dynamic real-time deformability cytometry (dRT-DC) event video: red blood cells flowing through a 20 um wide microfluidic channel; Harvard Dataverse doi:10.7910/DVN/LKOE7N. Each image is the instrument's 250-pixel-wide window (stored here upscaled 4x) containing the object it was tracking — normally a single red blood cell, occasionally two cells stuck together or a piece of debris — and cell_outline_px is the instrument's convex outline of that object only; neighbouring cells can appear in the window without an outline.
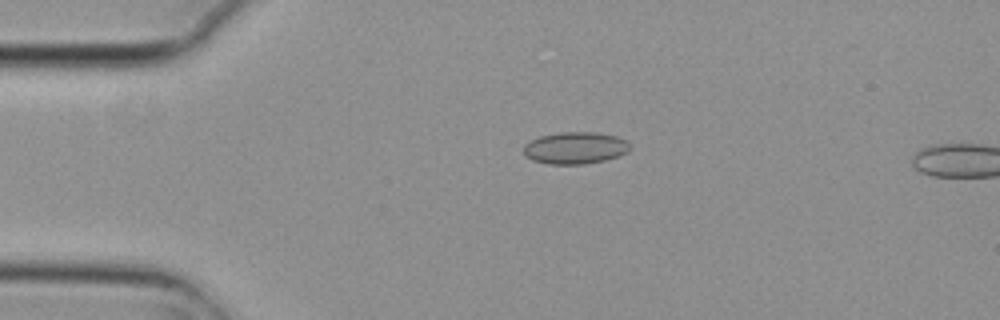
{"species": "common noctule bat (a hibernating species)", "species_latin": "Nyctalus noctula", "temperature_condition": "cold", "stored_images_in_passage": 4, "camera_frame_rate_fps": 3000, "um_per_image_px": 0.085, "animal": {"sex": "female", "body_mass_g": 29.2, "forearm_length_mm": 56.3}, "frame": {"image": 1, "passage_image": 2, "time_ms": 0.333, "image_size_px": [1000, 320], "cell_outline_px": [[628, 152], [604, 160], [584, 164], [548, 164], [532, 160], [524, 156], [524, 144], [540, 136], [560, 132], [596, 132], [616, 136], [628, 140]], "centroid_in_image_um": [48.86, 12.57], "position_along_channel_um": 36.1, "area_um2": 19.77}}